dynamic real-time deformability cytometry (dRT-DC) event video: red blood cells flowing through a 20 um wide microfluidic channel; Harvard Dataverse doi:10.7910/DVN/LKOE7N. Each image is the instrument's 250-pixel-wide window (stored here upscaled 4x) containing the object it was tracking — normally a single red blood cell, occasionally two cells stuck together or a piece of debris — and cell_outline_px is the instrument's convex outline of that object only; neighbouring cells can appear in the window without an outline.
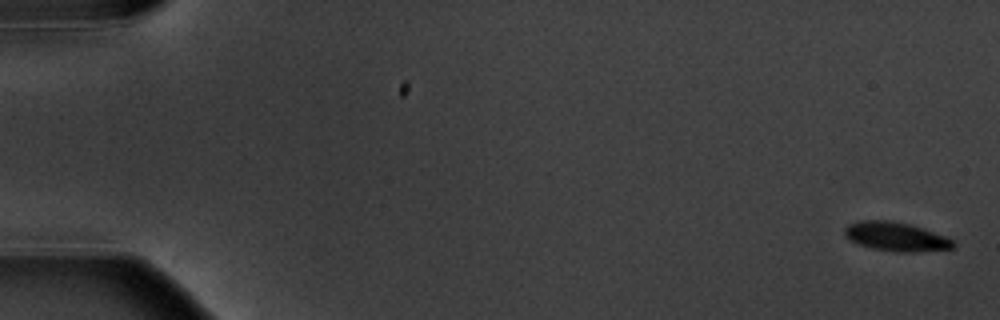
{"species": "common noctule bat (a hibernating species)", "species_latin": "Nyctalus noctula", "temperature_condition": "warm", "stored_images_in_passage": 6, "camera_frame_rate_fps": 3000, "um_per_image_px": 0.085, "animal": {"sex": "male", "body_mass_g": 20.1, "forearm_length_mm": 53.5}, "frame": {"image": 1, "passage_image": 1, "time_ms": 0.0, "image_size_px": [1000, 320], "cell_outline_px": [[956, 248], [912, 252], [896, 252], [872, 248], [848, 240], [844, 236], [844, 228], [848, 224], [860, 220], [892, 220], [912, 224], [924, 228], [944, 236], [952, 240], [956, 244]], "centroid_in_image_um": [76.14, 20.1], "position_along_channel_um": 8.9, "area_um2": 18.55}}
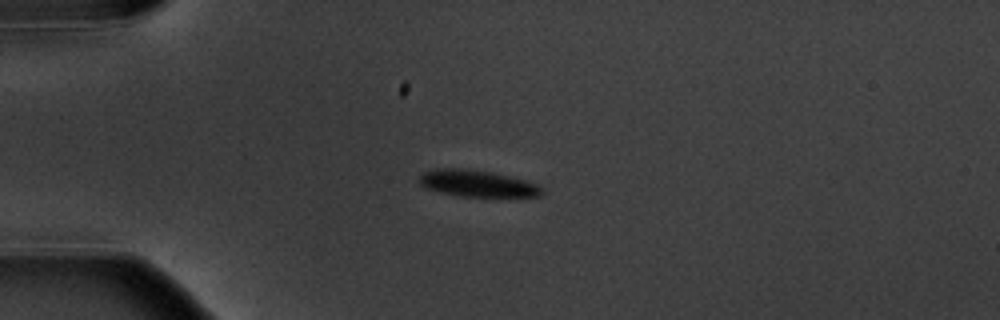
{"frame": {"image": 2, "passage_image": 5, "time_ms": 4.667, "image_size_px": [1000, 320], "cell_outline_px": [[544, 192], [540, 196], [460, 196], [440, 192], [424, 188], [420, 184], [420, 176], [424, 172], [436, 168], [460, 168], [492, 172], [540, 184]], "centroid_in_image_um": [40.57, 15.59], "position_along_channel_um": 44.4, "area_um2": 18.9}}